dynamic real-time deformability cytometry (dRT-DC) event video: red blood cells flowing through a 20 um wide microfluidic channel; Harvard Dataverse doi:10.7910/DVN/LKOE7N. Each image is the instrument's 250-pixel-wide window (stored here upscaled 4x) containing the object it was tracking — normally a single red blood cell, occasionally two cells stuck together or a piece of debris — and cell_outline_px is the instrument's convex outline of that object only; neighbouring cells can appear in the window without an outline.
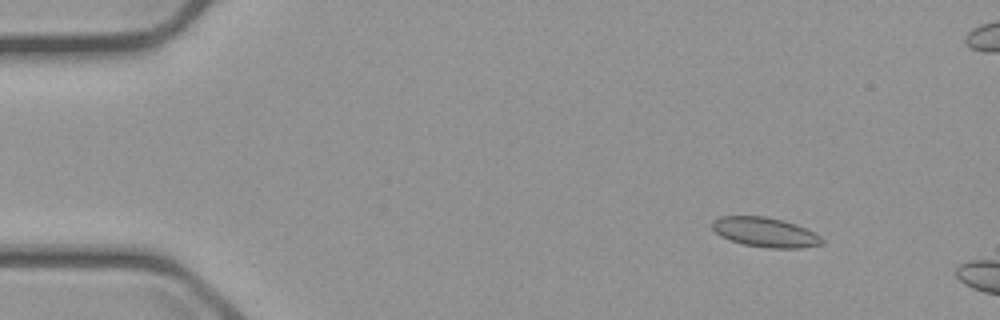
{"species": "common noctule bat (a hibernating species)", "species_latin": "Nyctalus noctula", "temperature_condition": "cold", "stored_images_in_passage": 3, "camera_frame_rate_fps": 3000, "um_per_image_px": 0.085, "animal": {"sex": "male", "body_mass_g": 23.1, "forearm_length_mm": 52.7}, "frame": {"image": 1, "passage_image": 1, "time_ms": 0.0, "image_size_px": [1000, 320], "cell_outline_px": [[824, 244], [800, 248], [768, 248], [744, 244], [720, 236], [712, 228], [712, 220], [720, 216], [764, 216], [784, 220], [796, 224], [820, 236], [824, 240]], "centroid_in_image_um": [65.04, 19.73], "position_along_channel_um": 20.0, "area_um2": 18.9}}